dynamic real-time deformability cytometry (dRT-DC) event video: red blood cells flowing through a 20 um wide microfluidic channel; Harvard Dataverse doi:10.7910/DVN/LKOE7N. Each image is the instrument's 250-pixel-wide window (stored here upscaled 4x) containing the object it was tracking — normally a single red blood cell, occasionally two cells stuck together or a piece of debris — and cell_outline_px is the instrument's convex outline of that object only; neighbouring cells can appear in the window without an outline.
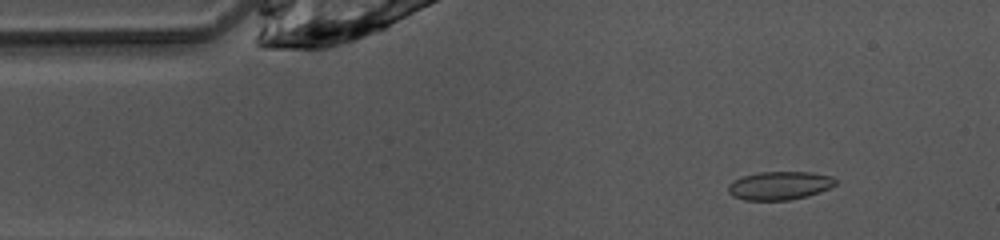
{"species": "common noctule bat (a hibernating species)", "species_latin": "Nyctalus noctula", "temperature_condition": "warm", "stored_images_in_passage": 47, "camera_frame_rate_fps": 3000, "um_per_image_px": 0.085, "animal": {"sex": "female", "body_mass_g": 10.0, "forearm_length_mm": 53.1}, "frame": {"image": 1, "passage_image": 5, "time_ms": 1.333, "image_size_px": [1000, 240], "cell_outline_px": [[836, 184], [820, 192], [808, 196], [788, 200], [744, 200], [732, 196], [728, 192], [728, 184], [744, 176], [760, 172], [812, 172], [832, 176], [836, 180]], "centroid_in_image_um": [66.27, 15.78], "position_along_channel_um": 18.7, "area_um2": 17.69}}
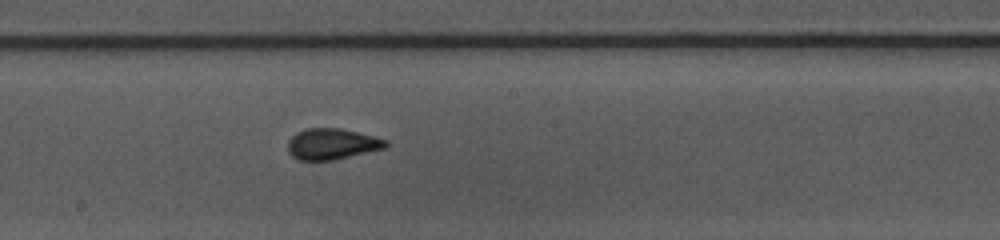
{"frame": {"image": 2, "passage_image": 24, "time_ms": 7.667, "image_size_px": [1000, 240], "cell_outline_px": [[388, 144], [384, 148], [332, 160], [300, 160], [292, 156], [288, 152], [288, 140], [296, 132], [308, 128], [340, 128], [388, 140]], "centroid_in_image_um": [28.18, 12.23], "position_along_channel_um": 220.0, "area_um2": 17.46}}
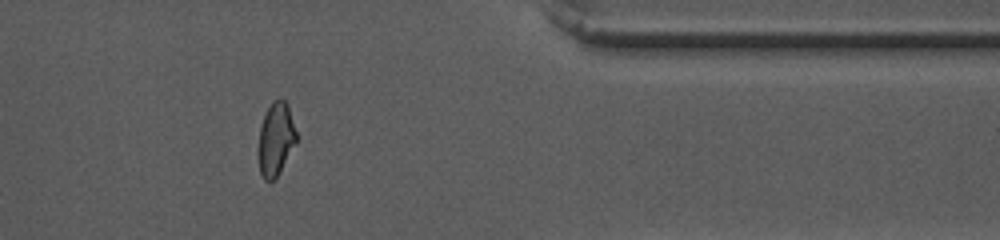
{"frame": {"image": 3, "passage_image": 38, "time_ms": 12.333, "image_size_px": [1000, 240], "cell_outline_px": [[296, 144], [276, 180], [264, 180], [260, 172], [256, 152], [260, 124], [272, 100], [280, 96], [288, 104], [296, 132]], "centroid_in_image_um": [23.42, 11.84], "position_along_channel_um": 388.0, "area_um2": 16.82}, "authors_computed_cell_mechanics": {"area_um2": 17.4556, "velocity_mm_per_s": 4.0864, "shape_relaxation_time_tau1_ms": null, "shape_relaxation_time_tau2_ms": 0.8507, "deformation_change_tau1": null, "deformation_change_tau2": 0.0738}}